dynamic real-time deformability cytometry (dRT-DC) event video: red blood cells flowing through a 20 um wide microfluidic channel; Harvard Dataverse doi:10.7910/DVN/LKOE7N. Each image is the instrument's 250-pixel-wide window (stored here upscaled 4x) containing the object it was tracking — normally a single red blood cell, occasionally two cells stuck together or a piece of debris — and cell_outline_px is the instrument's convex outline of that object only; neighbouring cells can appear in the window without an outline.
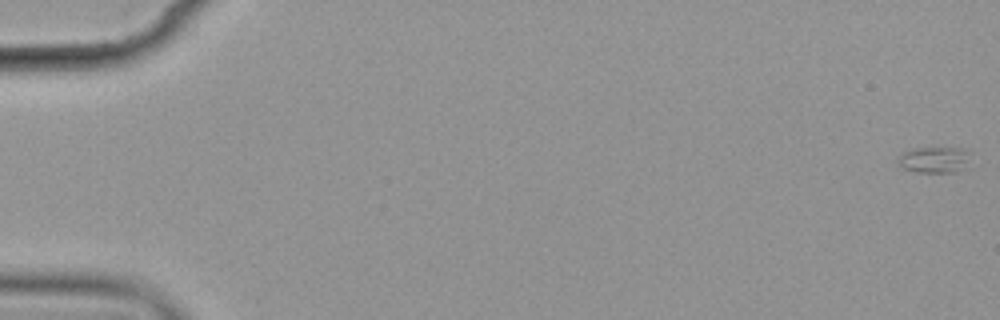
{"species": "common noctule bat (a hibernating species)", "species_latin": "Nyctalus noctula", "temperature_condition": "cold", "stored_images_in_passage": 5, "camera_frame_rate_fps": 3000, "um_per_image_px": 0.085, "animal": {"sex": "female", "body_mass_g": 19.9}, "frame": {"image": 1, "passage_image": 1, "time_ms": 0.0, "image_size_px": [1000, 320], "cell_outline_px": [[968, 152], [964, 160], [956, 172], [920, 172], [904, 168], [900, 164], [900, 156], [904, 152], [912, 148], [960, 148]], "centroid_in_image_um": [79.32, 13.56], "position_along_channel_um": 5.7, "area_um2": 10.17}}
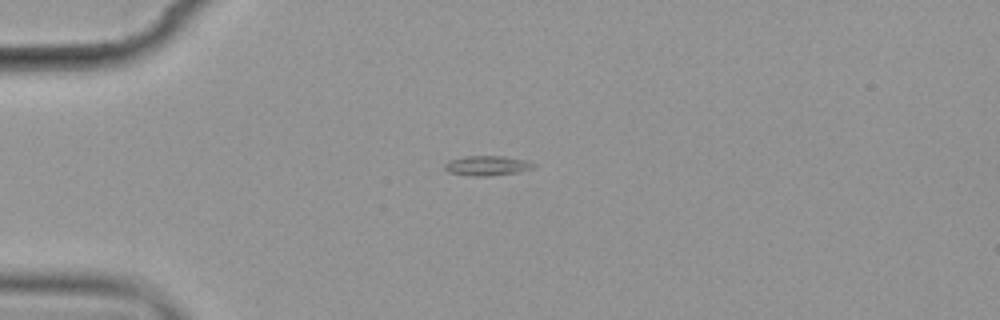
{"frame": {"image": 2, "passage_image": 5, "time_ms": 5.0, "image_size_px": [1000, 320], "cell_outline_px": [[536, 164], [532, 168], [516, 172], [488, 176], [472, 176], [448, 172], [444, 168], [444, 164], [448, 160], [464, 156], [504, 156], [524, 160]], "centroid_in_image_um": [41.34, 14.07], "position_along_channel_um": 43.7, "area_um2": 10.17}}